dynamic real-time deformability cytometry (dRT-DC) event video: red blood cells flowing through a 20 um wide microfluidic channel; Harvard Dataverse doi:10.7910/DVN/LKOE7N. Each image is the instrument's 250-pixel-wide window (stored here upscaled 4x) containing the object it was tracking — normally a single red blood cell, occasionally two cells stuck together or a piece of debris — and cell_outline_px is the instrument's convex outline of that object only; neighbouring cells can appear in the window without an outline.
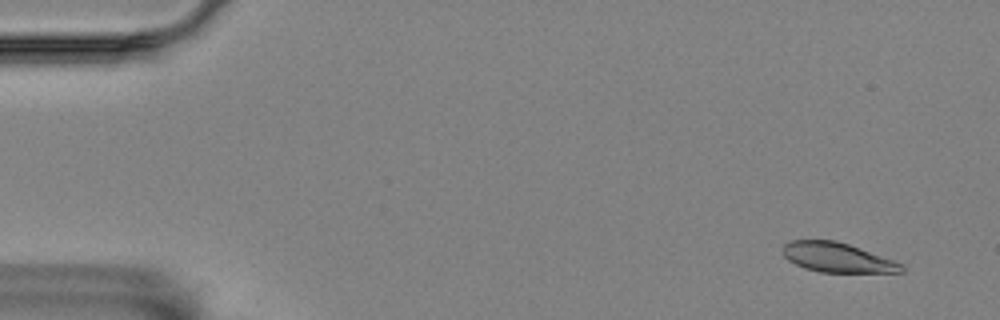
{"species": "Egyptian fruit bat (a non-hibernating species)", "species_latin": "Rousettus aegyptiacus", "temperature_condition": "room temperature", "stored_images_in_passage": 55, "camera_frame_rate_fps": 3000, "um_per_image_px": 0.085, "animal": {"sex": "female"}, "frame": {"image": 1, "passage_image": 1, "time_ms": 0.0, "image_size_px": [1000, 320], "cell_outline_px": [[904, 272], [820, 272], [804, 268], [788, 260], [780, 252], [784, 244], [792, 240], [836, 240], [860, 248], [904, 264]], "centroid_in_image_um": [71.14, 21.88], "position_along_channel_um": 13.9, "area_um2": 20.46}}
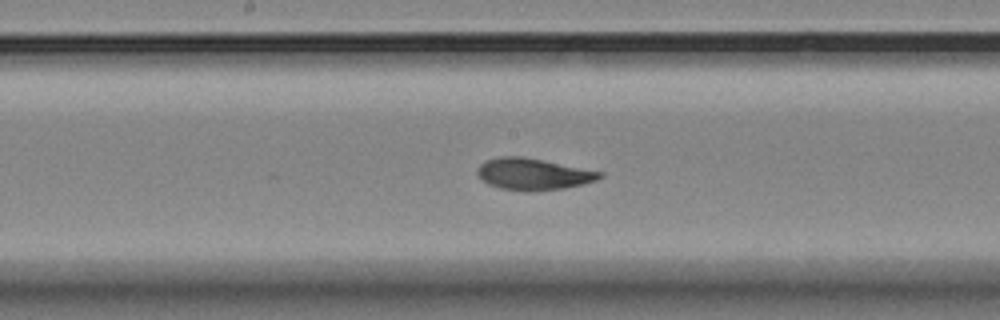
{"frame": {"image": 2, "passage_image": 27, "time_ms": 8.667, "image_size_px": [1000, 320], "cell_outline_px": [[604, 176], [596, 180], [584, 184], [564, 188], [528, 192], [524, 192], [500, 188], [488, 184], [480, 180], [476, 172], [480, 164], [484, 160], [500, 156], [524, 156], [604, 172]], "centroid_in_image_um": [45.3, 14.8], "position_along_channel_um": 202.9, "area_um2": 22.95}}
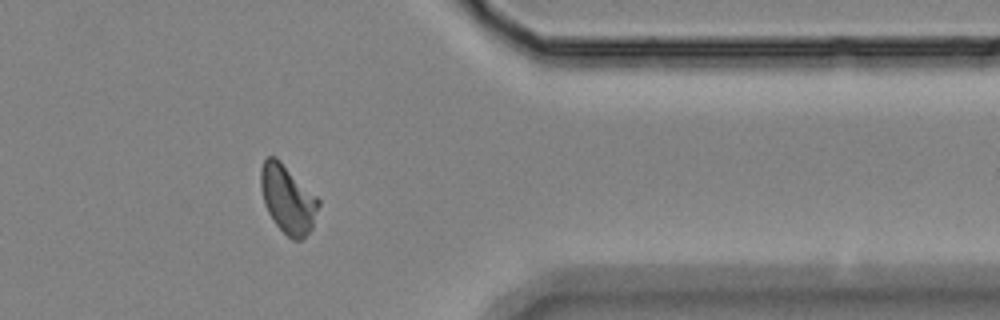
{"frame": {"image": 3, "passage_image": 44, "time_ms": 14.333, "image_size_px": [1000, 320], "cell_outline_px": [[320, 204], [312, 228], [300, 240], [292, 240], [272, 220], [264, 204], [260, 188], [260, 168], [264, 160], [268, 156], [276, 156], [320, 200]], "centroid_in_image_um": [24.44, 16.91], "position_along_channel_um": 387.0, "area_um2": 22.89}, "authors_computed_cell_mechanics": {"area_um2": 22.3108, "velocity_mm_per_s": 3.4926, "shape_relaxation_time_tau1_ms": 6.2871, "shape_relaxation_time_tau2_ms": 1.6641, "deformation_change_tau1": 0.1787, "deformation_change_tau2": 0.0653}}